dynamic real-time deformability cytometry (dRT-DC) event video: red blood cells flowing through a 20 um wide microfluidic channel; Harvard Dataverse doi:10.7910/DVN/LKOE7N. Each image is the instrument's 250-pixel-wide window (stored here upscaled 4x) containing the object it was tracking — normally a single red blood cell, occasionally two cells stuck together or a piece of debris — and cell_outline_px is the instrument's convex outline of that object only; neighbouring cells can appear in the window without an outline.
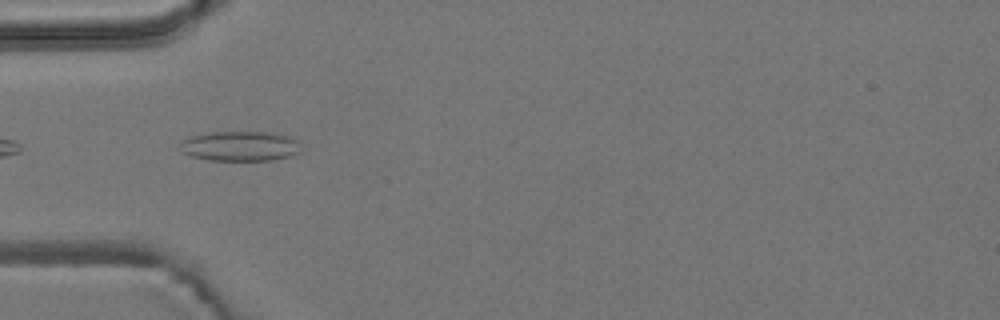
{"species": "common noctule bat (a hibernating species)", "species_latin": "Nyctalus noctula", "temperature_condition": "room temperature", "stored_images_in_passage": 7, "camera_frame_rate_fps": 3000, "um_per_image_px": 0.085, "animal": {"sex": "male", "body_mass_g": 19.2, "forearm_length_mm": 51.8}, "frame": {"image": 1, "passage_image": 5, "time_ms": 4.667, "image_size_px": [1000, 320], "cell_outline_px": [[300, 152], [288, 156], [272, 160], [212, 160], [192, 156], [180, 152], [176, 148], [180, 140], [192, 136], [212, 132], [268, 132], [288, 136], [296, 140]], "centroid_in_image_um": [20.31, 12.42], "position_along_channel_um": 64.7, "area_um2": 21.04}}
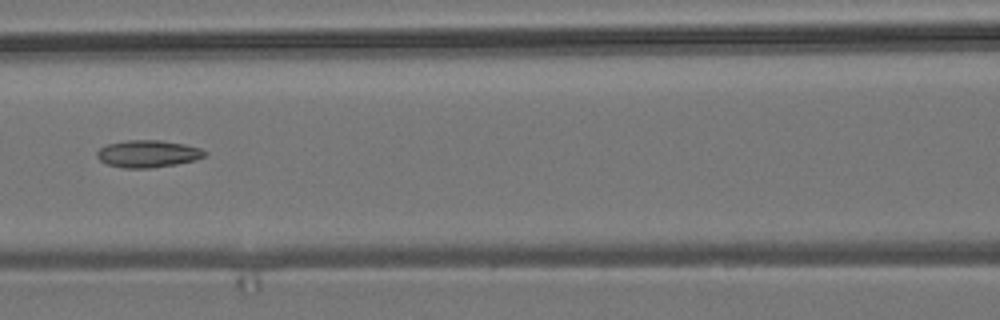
{"frame": {"image": 2, "passage_image": 7, "time_ms": 7.0, "image_size_px": [1000, 320], "cell_outline_px": [[208, 152], [204, 156], [196, 160], [176, 164], [152, 168], [124, 168], [108, 164], [100, 160], [96, 156], [96, 152], [100, 148], [108, 144], [128, 140], [160, 140], [184, 144], [200, 148]], "centroid_in_image_um": [12.58, 13.07], "position_along_channel_um": 154.0, "area_um2": 17.05}}